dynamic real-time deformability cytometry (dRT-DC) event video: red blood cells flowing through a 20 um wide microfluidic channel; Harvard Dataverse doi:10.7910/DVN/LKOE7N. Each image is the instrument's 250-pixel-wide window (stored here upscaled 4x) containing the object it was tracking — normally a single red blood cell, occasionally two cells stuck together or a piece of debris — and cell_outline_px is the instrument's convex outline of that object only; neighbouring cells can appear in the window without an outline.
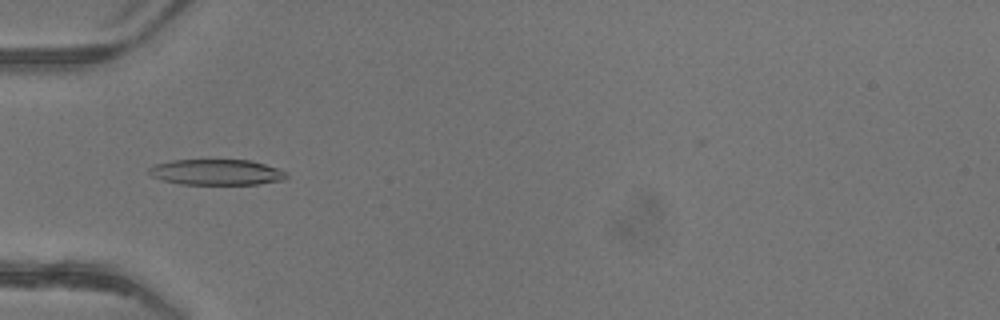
{"species": "common noctule bat (a hibernating species)", "species_latin": "Nyctalus noctula", "temperature_condition": "warm", "stored_images_in_passage": 34, "camera_frame_rate_fps": 3000, "um_per_image_px": 0.085, "animal": {"sex": "female"}, "frame": {"image": 1, "passage_image": 3, "time_ms": 0.667, "image_size_px": [1000, 320], "cell_outline_px": [[288, 176], [284, 180], [256, 184], [180, 184], [164, 180], [152, 176], [148, 172], [148, 168], [156, 164], [172, 160], [252, 160], [288, 172]], "centroid_in_image_um": [18.42, 14.63], "position_along_channel_um": 66.6, "area_um2": 20.52}}
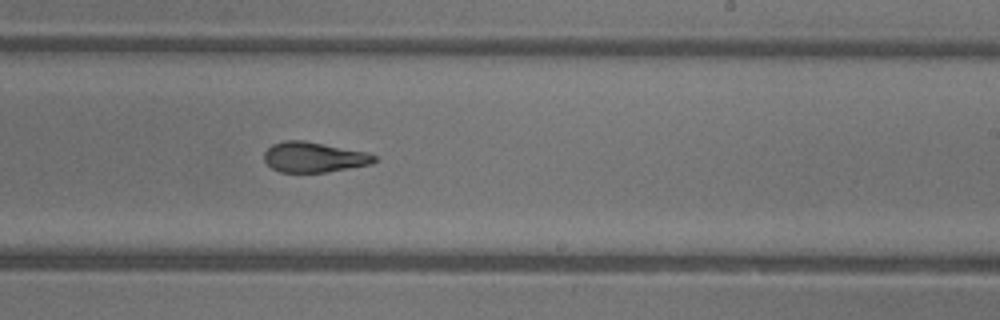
{"frame": {"image": 2, "passage_image": 17, "time_ms": 5.333, "image_size_px": [1000, 320], "cell_outline_px": [[376, 160], [372, 164], [324, 172], [280, 172], [272, 168], [264, 160], [264, 152], [272, 144], [284, 140], [304, 140], [368, 152], [376, 156]], "centroid_in_image_um": [26.67, 13.35], "position_along_channel_um": 262.3, "area_um2": 19.42}}
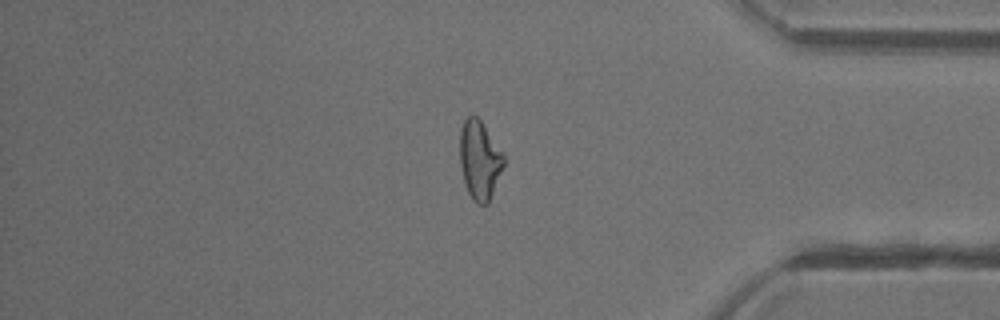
{"frame": {"image": 3, "passage_image": 28, "time_ms": 9.0, "image_size_px": [1000, 320], "cell_outline_px": [[504, 164], [488, 204], [476, 204], [472, 200], [464, 184], [460, 164], [460, 128], [464, 120], [468, 116], [476, 116], [480, 120], [504, 152]], "centroid_in_image_um": [40.76, 13.6], "position_along_channel_um": 394.4, "area_um2": 20.23}, "authors_computed_cell_mechanics": {"area_um2": 20.4901, "velocity_mm_per_s": 4.2158, "shape_relaxation_time_tau1_ms": null, "shape_relaxation_time_tau2_ms": 1.9909, "deformation_change_tau1": null, "deformation_change_tau2": 0.1054}}